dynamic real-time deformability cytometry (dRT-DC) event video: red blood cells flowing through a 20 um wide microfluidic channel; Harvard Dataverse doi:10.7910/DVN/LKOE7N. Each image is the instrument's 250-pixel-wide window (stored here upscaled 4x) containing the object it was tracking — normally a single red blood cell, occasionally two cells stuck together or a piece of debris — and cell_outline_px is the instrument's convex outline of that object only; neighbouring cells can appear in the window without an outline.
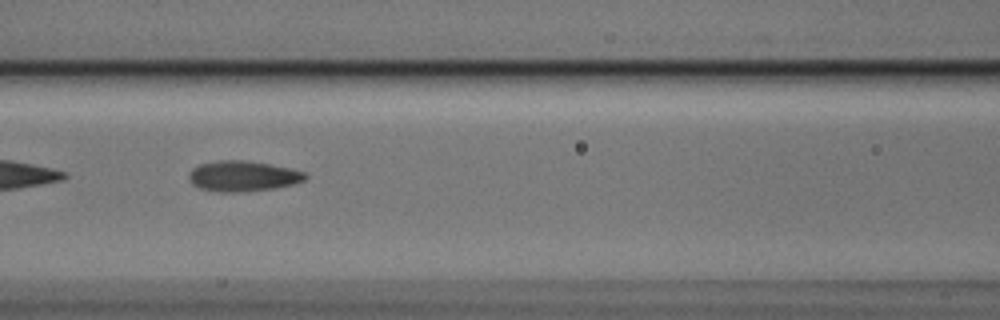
{"species": "Egyptian fruit bat (a non-hibernating species)", "species_latin": "Rousettus aegyptiacus", "temperature_condition": "cold", "stored_images_in_passage": 7, "camera_frame_rate_fps": 3000, "um_per_image_px": 0.085, "animal": {"sex": "male"}, "frame": {"image": 1, "passage_image": 6, "time_ms": 1.667, "image_size_px": [1000, 320], "cell_outline_px": [[308, 176], [304, 180], [292, 184], [276, 188], [248, 192], [220, 192], [200, 188], [192, 184], [188, 176], [192, 168], [200, 164], [220, 160], [248, 160], [288, 168], [304, 172]], "centroid_in_image_um": [20.63, 14.98], "position_along_channel_um": 146.0, "area_um2": 20.69}}
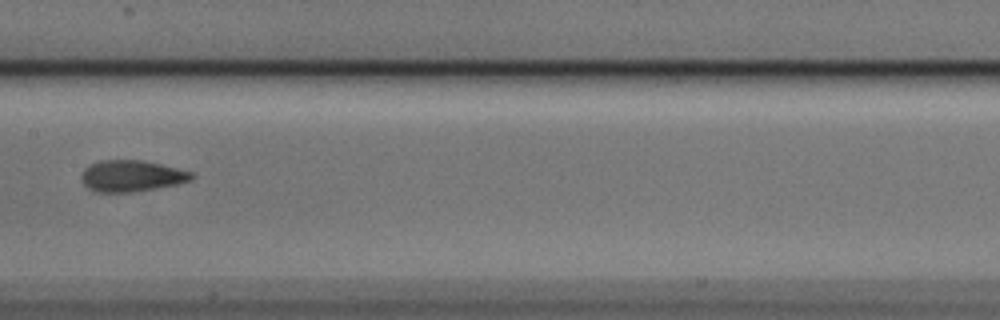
{"frame": {"image": 2, "passage_image": 7, "time_ms": 2.0, "image_size_px": [1000, 320], "cell_outline_px": [[196, 176], [192, 180], [180, 184], [132, 192], [96, 192], [88, 188], [84, 184], [80, 176], [84, 168], [88, 164], [100, 160], [144, 160], [192, 172]], "centroid_in_image_um": [11.18, 14.95], "position_along_channel_um": 196.2, "area_um2": 20.35}}